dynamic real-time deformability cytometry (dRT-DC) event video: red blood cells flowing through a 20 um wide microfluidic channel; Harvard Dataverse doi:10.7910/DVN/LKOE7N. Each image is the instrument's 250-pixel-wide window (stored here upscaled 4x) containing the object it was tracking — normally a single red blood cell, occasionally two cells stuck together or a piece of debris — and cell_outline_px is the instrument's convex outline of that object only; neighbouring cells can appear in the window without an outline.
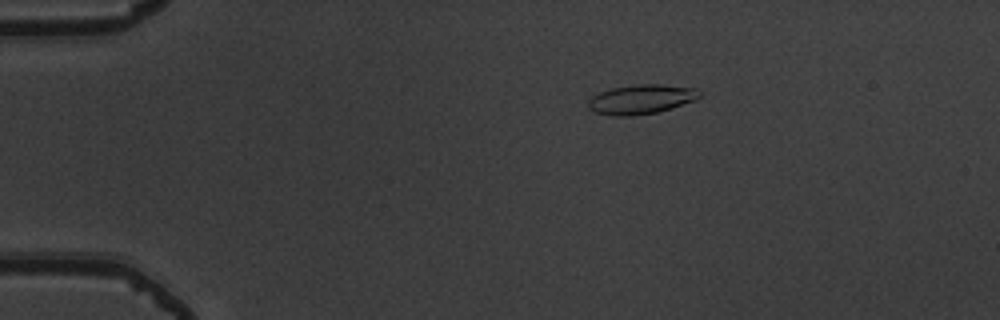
{"species": "common noctule bat (a hibernating species)", "species_latin": "Nyctalus noctula", "temperature_condition": "warm", "stored_images_in_passage": 44, "camera_frame_rate_fps": 3000, "um_per_image_px": 0.085, "animal": {"sex": "male", "body_mass_g": 19.5, "forearm_length_mm": 54.6}, "frame": {"image": 1, "passage_image": 2, "time_ms": 0.333, "image_size_px": [1000, 320], "cell_outline_px": [[700, 96], [696, 100], [656, 112], [628, 116], [616, 116], [596, 112], [588, 108], [588, 100], [592, 96], [600, 92], [612, 88], [636, 84], [664, 84], [696, 88], [700, 92]], "centroid_in_image_um": [54.5, 8.42], "position_along_channel_um": 30.5, "area_um2": 18.96}}
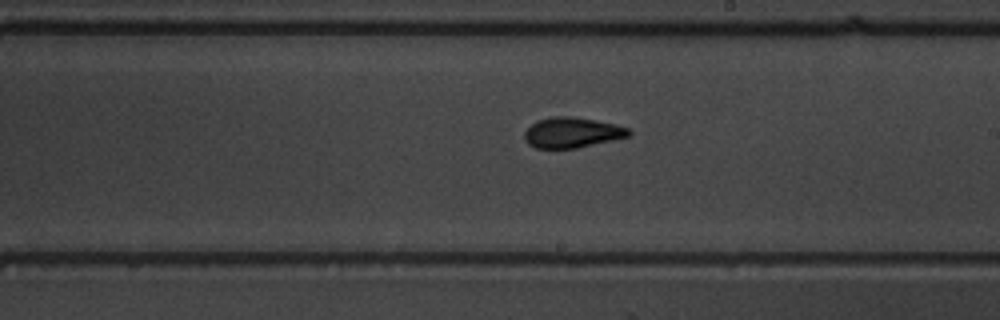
{"frame": {"image": 2, "passage_image": 23, "time_ms": 7.333, "image_size_px": [1000, 320], "cell_outline_px": [[632, 132], [628, 136], [576, 148], [536, 148], [528, 144], [524, 140], [524, 132], [536, 120], [556, 116], [568, 116], [596, 120], [616, 124], [628, 128]], "centroid_in_image_um": [48.59, 11.26], "position_along_channel_um": 240.4, "area_um2": 18.32}}
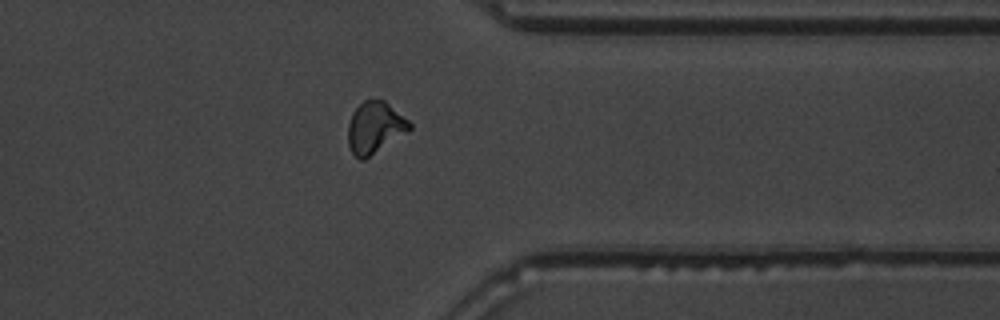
{"frame": {"image": 3, "passage_image": 34, "time_ms": 11.0, "image_size_px": [1000, 320], "cell_outline_px": [[412, 128], [408, 132], [364, 160], [360, 160], [352, 152], [348, 144], [348, 124], [352, 112], [364, 100], [384, 100], [408, 120], [412, 124]], "centroid_in_image_um": [31.86, 10.85], "position_along_channel_um": 379.5, "area_um2": 18.44}, "authors_computed_cell_mechanics": {"area_um2": 18.0625, "velocity_mm_per_s": 3.9018, "shape_relaxation_time_tau1_ms": 4.664, "shape_relaxation_time_tau2_ms": 1.715, "deformation_change_tau1": 0.1649, "deformation_change_tau2": 0.071}}